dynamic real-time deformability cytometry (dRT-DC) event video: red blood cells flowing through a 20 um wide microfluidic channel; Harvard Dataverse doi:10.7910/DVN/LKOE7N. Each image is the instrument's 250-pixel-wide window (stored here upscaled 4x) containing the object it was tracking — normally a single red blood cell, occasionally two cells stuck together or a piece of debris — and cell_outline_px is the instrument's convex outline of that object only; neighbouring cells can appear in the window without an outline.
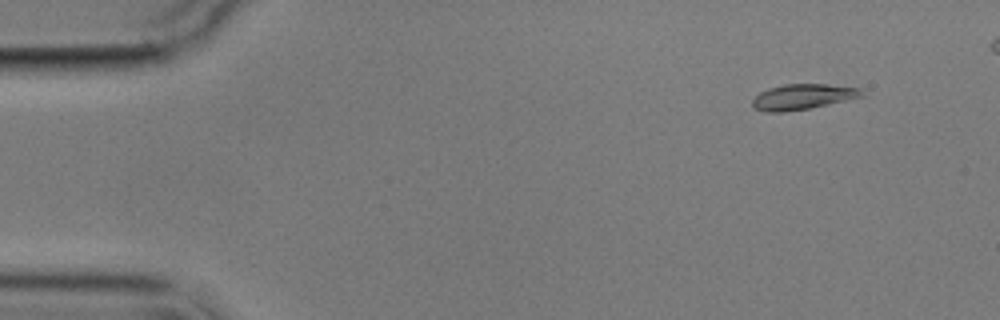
{"species": "common noctule bat (a hibernating species)", "species_latin": "Nyctalus noctula", "temperature_condition": "cold", "stored_images_in_passage": 5, "camera_frame_rate_fps": 3000, "um_per_image_px": 0.085, "animal": {"sex": "male", "body_mass_g": 17.9}, "frame": {"image": 1, "passage_image": 2, "time_ms": 1.0, "image_size_px": [1000, 320], "cell_outline_px": [[864, 96], [808, 108], [784, 112], [764, 112], [756, 108], [752, 104], [752, 100], [760, 92], [768, 88], [784, 84], [828, 84], [864, 88]], "centroid_in_image_um": [68.25, 8.21], "position_along_channel_um": 16.7, "area_um2": 16.18}}